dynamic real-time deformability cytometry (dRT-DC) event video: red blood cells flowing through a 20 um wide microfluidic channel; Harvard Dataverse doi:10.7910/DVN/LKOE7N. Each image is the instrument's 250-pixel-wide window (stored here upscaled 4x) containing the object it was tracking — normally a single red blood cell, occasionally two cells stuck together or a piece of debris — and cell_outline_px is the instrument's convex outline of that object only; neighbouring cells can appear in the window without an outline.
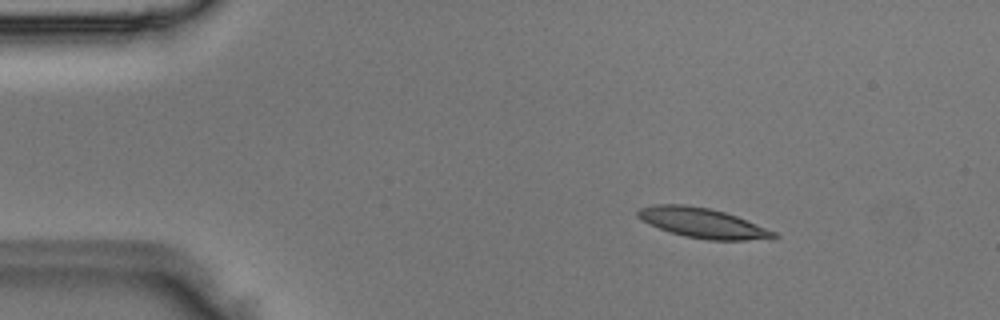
{"species": "Egyptian fruit bat (a non-hibernating species)", "species_latin": "Rousettus aegyptiacus", "temperature_condition": "room temperature", "stored_images_in_passage": 2, "camera_frame_rate_fps": 3000, "um_per_image_px": 0.085, "animal": {"sex": "male"}, "frame": {"image": 1, "passage_image": 1, "time_ms": 0.0, "image_size_px": [1000, 320], "cell_outline_px": [[780, 236], [744, 240], [708, 240], [684, 236], [660, 228], [644, 220], [636, 212], [640, 208], [652, 204], [684, 204], [708, 208], [724, 212], [736, 216], [776, 232]], "centroid_in_image_um": [59.71, 18.94], "position_along_channel_um": 25.3, "area_um2": 23.06}}